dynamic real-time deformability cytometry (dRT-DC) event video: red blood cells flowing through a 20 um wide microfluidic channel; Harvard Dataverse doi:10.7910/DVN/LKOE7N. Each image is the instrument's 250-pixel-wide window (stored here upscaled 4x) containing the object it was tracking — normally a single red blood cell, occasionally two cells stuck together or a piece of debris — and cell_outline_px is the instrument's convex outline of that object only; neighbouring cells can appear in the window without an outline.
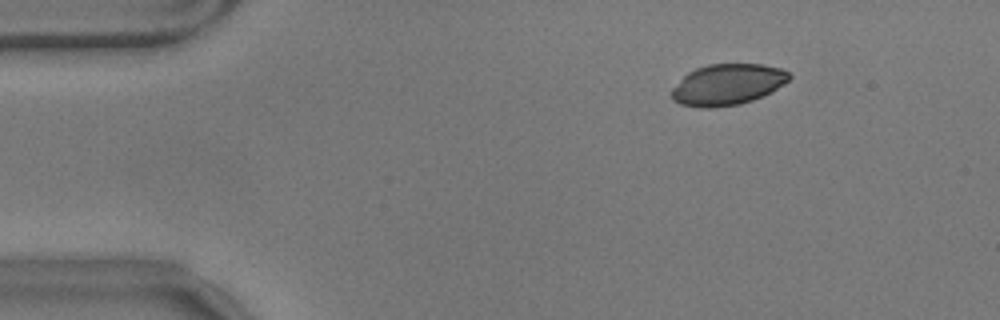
{"species": "common noctule bat (a hibernating species)", "species_latin": "Nyctalus noctula", "temperature_condition": "warm", "stored_images_in_passage": 50, "camera_frame_rate_fps": 3000, "um_per_image_px": 0.085, "animal": {"sex": "male", "body_mass_g": 17.9}, "frame": {"image": 1, "passage_image": 1, "time_ms": 0.0, "image_size_px": [1000, 320], "cell_outline_px": [[792, 76], [784, 84], [772, 92], [752, 100], [740, 104], [712, 108], [700, 108], [680, 104], [672, 100], [672, 88], [688, 72], [696, 68], [708, 64], [760, 64], [780, 68], [788, 72]], "centroid_in_image_um": [61.83, 7.19], "position_along_channel_um": 23.2, "area_um2": 28.21}}
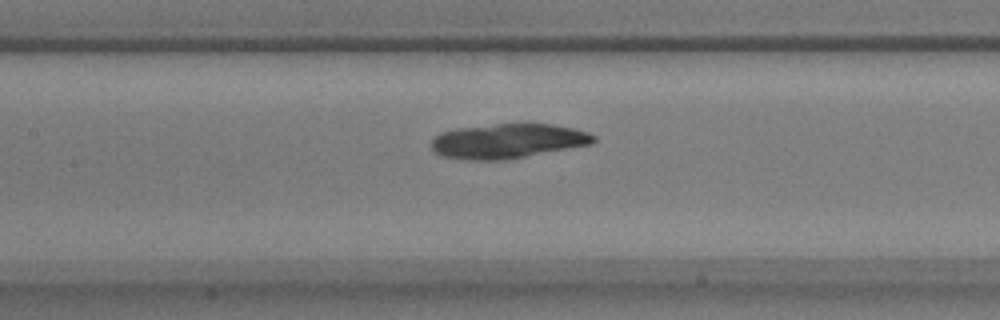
{"frame": {"image": 2, "passage_image": 19, "time_ms": 6.0, "image_size_px": [1000, 320], "cell_outline_px": [[596, 140], [592, 144], [504, 160], [468, 160], [440, 156], [432, 148], [432, 140], [440, 132], [456, 128], [496, 124], [552, 124], [576, 128], [588, 132], [596, 136]], "centroid_in_image_um": [43.17, 11.98], "position_along_channel_um": 164.2, "area_um2": 32.77}}
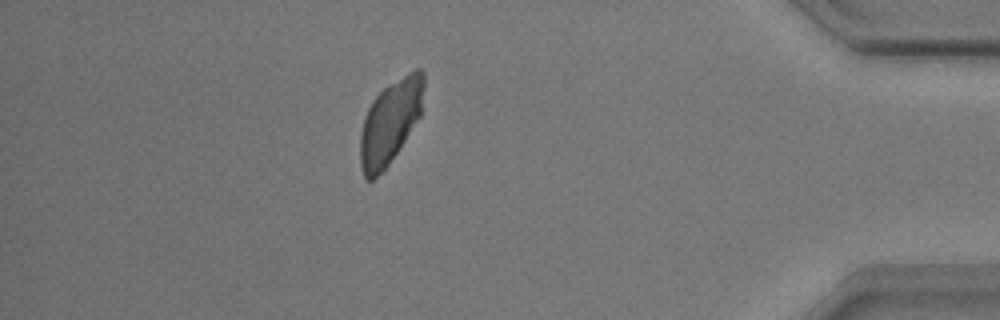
{"frame": {"image": 3, "passage_image": 43, "time_ms": 14.0, "image_size_px": [1000, 320], "cell_outline_px": [[424, 88], [420, 116], [388, 164], [372, 180], [364, 180], [360, 164], [360, 132], [364, 116], [372, 100], [384, 88], [408, 72], [416, 68], [420, 68], [424, 72]], "centroid_in_image_um": [33.15, 10.34], "position_along_channel_um": 402.1, "area_um2": 30.69}}